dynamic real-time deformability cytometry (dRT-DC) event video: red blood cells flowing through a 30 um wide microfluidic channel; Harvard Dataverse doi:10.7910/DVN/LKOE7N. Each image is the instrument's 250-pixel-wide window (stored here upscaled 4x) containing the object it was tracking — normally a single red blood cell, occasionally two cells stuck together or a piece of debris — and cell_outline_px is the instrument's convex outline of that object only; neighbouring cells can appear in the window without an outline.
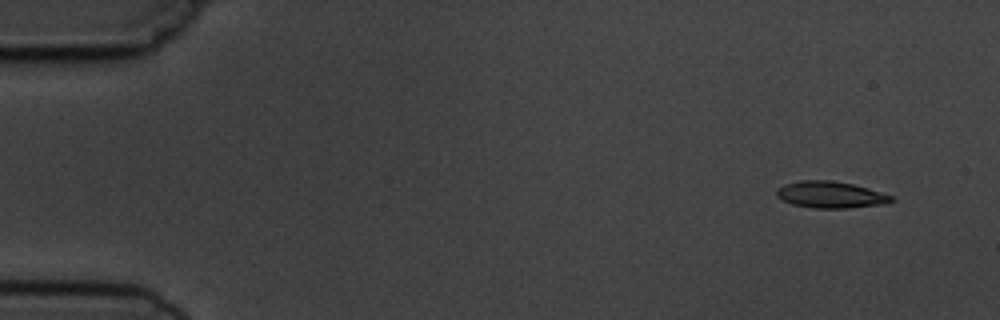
{"species": "common noctule bat (a hibernating species)", "species_latin": "Nyctalus noctula", "temperature_condition": "cold", "stored_images_in_passage": 5, "camera_frame_rate_fps": 3000, "um_per_image_px": 0.085, "animal": {"sex": "male", "body_mass_g": 19.5, "forearm_length_mm": 54.6}, "frame": {"image": 1, "passage_image": 1, "time_ms": 0.0, "image_size_px": [1000, 320], "cell_outline_px": [[896, 200], [884, 204], [848, 208], [812, 208], [792, 204], [776, 196], [776, 188], [784, 184], [800, 180], [828, 180], [852, 184], [868, 188], [892, 196]], "centroid_in_image_um": [70.58, 16.55], "position_along_channel_um": 14.4, "area_um2": 17.8}}
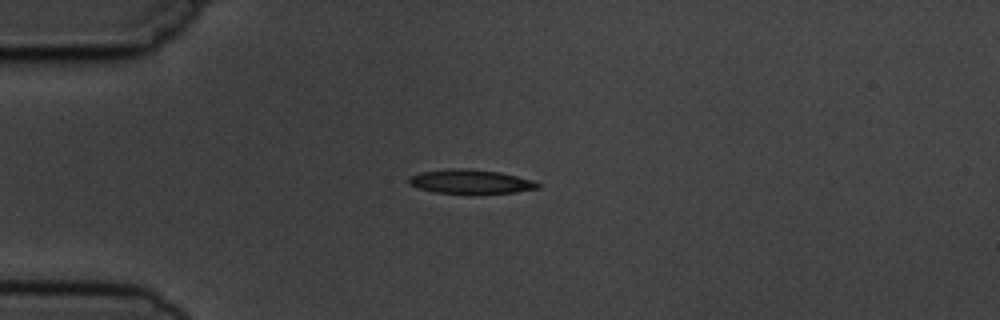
{"frame": {"image": 2, "passage_image": 4, "time_ms": 3.333, "image_size_px": [1000, 320], "cell_outline_px": [[540, 188], [516, 192], [476, 196], [468, 196], [436, 192], [420, 188], [408, 184], [408, 176], [420, 172], [452, 168], [468, 168], [500, 172], [532, 180], [540, 184]], "centroid_in_image_um": [40.0, 15.47], "position_along_channel_um": 45.0, "area_um2": 18.96}}